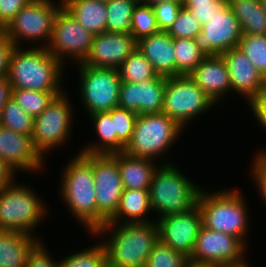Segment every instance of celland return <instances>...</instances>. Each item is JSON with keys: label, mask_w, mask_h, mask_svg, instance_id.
<instances>
[{"label": "cell", "mask_w": 266, "mask_h": 267, "mask_svg": "<svg viewBox=\"0 0 266 267\" xmlns=\"http://www.w3.org/2000/svg\"><path fill=\"white\" fill-rule=\"evenodd\" d=\"M63 168L59 193L60 199L88 234L94 233L107 223L97 210L93 154L76 153Z\"/></svg>", "instance_id": "cell-1"}, {"label": "cell", "mask_w": 266, "mask_h": 267, "mask_svg": "<svg viewBox=\"0 0 266 267\" xmlns=\"http://www.w3.org/2000/svg\"><path fill=\"white\" fill-rule=\"evenodd\" d=\"M92 237L106 239L100 242L105 247L108 265L144 267L159 240L158 223L156 220L148 223H106L92 233Z\"/></svg>", "instance_id": "cell-2"}, {"label": "cell", "mask_w": 266, "mask_h": 267, "mask_svg": "<svg viewBox=\"0 0 266 267\" xmlns=\"http://www.w3.org/2000/svg\"><path fill=\"white\" fill-rule=\"evenodd\" d=\"M64 65L45 47H14L7 78L12 89L64 92ZM63 89V90H62Z\"/></svg>", "instance_id": "cell-3"}, {"label": "cell", "mask_w": 266, "mask_h": 267, "mask_svg": "<svg viewBox=\"0 0 266 267\" xmlns=\"http://www.w3.org/2000/svg\"><path fill=\"white\" fill-rule=\"evenodd\" d=\"M205 189L201 188L197 198L202 225L210 230L238 237L247 246L250 220L246 207L247 198L243 197L240 188H224L210 193Z\"/></svg>", "instance_id": "cell-4"}, {"label": "cell", "mask_w": 266, "mask_h": 267, "mask_svg": "<svg viewBox=\"0 0 266 267\" xmlns=\"http://www.w3.org/2000/svg\"><path fill=\"white\" fill-rule=\"evenodd\" d=\"M158 163L161 165L154 170L149 187L152 212L159 216L156 219L190 210L197 204L202 187L189 180L169 159Z\"/></svg>", "instance_id": "cell-5"}, {"label": "cell", "mask_w": 266, "mask_h": 267, "mask_svg": "<svg viewBox=\"0 0 266 267\" xmlns=\"http://www.w3.org/2000/svg\"><path fill=\"white\" fill-rule=\"evenodd\" d=\"M18 183L15 180L0 191V230L35 236L49 208L33 186Z\"/></svg>", "instance_id": "cell-6"}, {"label": "cell", "mask_w": 266, "mask_h": 267, "mask_svg": "<svg viewBox=\"0 0 266 267\" xmlns=\"http://www.w3.org/2000/svg\"><path fill=\"white\" fill-rule=\"evenodd\" d=\"M184 128L163 112L138 115L133 134L124 152L157 161L182 135Z\"/></svg>", "instance_id": "cell-7"}, {"label": "cell", "mask_w": 266, "mask_h": 267, "mask_svg": "<svg viewBox=\"0 0 266 267\" xmlns=\"http://www.w3.org/2000/svg\"><path fill=\"white\" fill-rule=\"evenodd\" d=\"M62 7V0L57 2L54 0H32L21 8L7 26L5 29L6 37L15 47H21V44L26 41L30 44L27 47H31V45L37 47L36 44H38V47L46 48L52 35L55 18ZM38 41L41 42V46Z\"/></svg>", "instance_id": "cell-8"}, {"label": "cell", "mask_w": 266, "mask_h": 267, "mask_svg": "<svg viewBox=\"0 0 266 267\" xmlns=\"http://www.w3.org/2000/svg\"><path fill=\"white\" fill-rule=\"evenodd\" d=\"M214 106L218 105L188 75L166 77L162 112L184 129Z\"/></svg>", "instance_id": "cell-9"}, {"label": "cell", "mask_w": 266, "mask_h": 267, "mask_svg": "<svg viewBox=\"0 0 266 267\" xmlns=\"http://www.w3.org/2000/svg\"><path fill=\"white\" fill-rule=\"evenodd\" d=\"M78 65V67H76ZM80 101L88 115L118 107L121 78L116 68H95L77 63Z\"/></svg>", "instance_id": "cell-10"}, {"label": "cell", "mask_w": 266, "mask_h": 267, "mask_svg": "<svg viewBox=\"0 0 266 267\" xmlns=\"http://www.w3.org/2000/svg\"><path fill=\"white\" fill-rule=\"evenodd\" d=\"M66 95L63 92L56 96L48 107L34 118L32 139L43 157L57 147L61 149L70 139L74 108Z\"/></svg>", "instance_id": "cell-11"}, {"label": "cell", "mask_w": 266, "mask_h": 267, "mask_svg": "<svg viewBox=\"0 0 266 267\" xmlns=\"http://www.w3.org/2000/svg\"><path fill=\"white\" fill-rule=\"evenodd\" d=\"M246 246L238 237L201 226L190 258L192 267H219L246 258ZM246 253V254H245ZM245 255V256H244Z\"/></svg>", "instance_id": "cell-12"}, {"label": "cell", "mask_w": 266, "mask_h": 267, "mask_svg": "<svg viewBox=\"0 0 266 267\" xmlns=\"http://www.w3.org/2000/svg\"><path fill=\"white\" fill-rule=\"evenodd\" d=\"M93 37L91 32L62 7L55 18L52 35L46 48L64 66L67 64L66 59L70 61V58L73 64L82 63L90 51Z\"/></svg>", "instance_id": "cell-13"}, {"label": "cell", "mask_w": 266, "mask_h": 267, "mask_svg": "<svg viewBox=\"0 0 266 267\" xmlns=\"http://www.w3.org/2000/svg\"><path fill=\"white\" fill-rule=\"evenodd\" d=\"M242 35L239 21L227 3L202 25L194 41L205 56H216L236 48Z\"/></svg>", "instance_id": "cell-14"}, {"label": "cell", "mask_w": 266, "mask_h": 267, "mask_svg": "<svg viewBox=\"0 0 266 267\" xmlns=\"http://www.w3.org/2000/svg\"><path fill=\"white\" fill-rule=\"evenodd\" d=\"M93 171L97 210L109 220L117 211L124 190L118 152L93 154Z\"/></svg>", "instance_id": "cell-15"}, {"label": "cell", "mask_w": 266, "mask_h": 267, "mask_svg": "<svg viewBox=\"0 0 266 267\" xmlns=\"http://www.w3.org/2000/svg\"><path fill=\"white\" fill-rule=\"evenodd\" d=\"M156 221L159 240L175 251L191 258L202 226V215L198 204L186 212L169 214L156 219Z\"/></svg>", "instance_id": "cell-16"}, {"label": "cell", "mask_w": 266, "mask_h": 267, "mask_svg": "<svg viewBox=\"0 0 266 267\" xmlns=\"http://www.w3.org/2000/svg\"><path fill=\"white\" fill-rule=\"evenodd\" d=\"M221 55L227 65L233 94L243 97L248 105L266 94V78L238 47Z\"/></svg>", "instance_id": "cell-17"}, {"label": "cell", "mask_w": 266, "mask_h": 267, "mask_svg": "<svg viewBox=\"0 0 266 267\" xmlns=\"http://www.w3.org/2000/svg\"><path fill=\"white\" fill-rule=\"evenodd\" d=\"M0 158L16 173H39L46 158L36 149L32 135L14 132L0 125ZM45 159V160H44Z\"/></svg>", "instance_id": "cell-18"}, {"label": "cell", "mask_w": 266, "mask_h": 267, "mask_svg": "<svg viewBox=\"0 0 266 267\" xmlns=\"http://www.w3.org/2000/svg\"><path fill=\"white\" fill-rule=\"evenodd\" d=\"M166 77L157 76L139 83L122 81L118 107L141 114L163 111Z\"/></svg>", "instance_id": "cell-19"}, {"label": "cell", "mask_w": 266, "mask_h": 267, "mask_svg": "<svg viewBox=\"0 0 266 267\" xmlns=\"http://www.w3.org/2000/svg\"><path fill=\"white\" fill-rule=\"evenodd\" d=\"M137 48L130 33L102 32L94 35L92 46L82 64L95 68H118Z\"/></svg>", "instance_id": "cell-20"}, {"label": "cell", "mask_w": 266, "mask_h": 267, "mask_svg": "<svg viewBox=\"0 0 266 267\" xmlns=\"http://www.w3.org/2000/svg\"><path fill=\"white\" fill-rule=\"evenodd\" d=\"M188 76L215 104L222 103L223 97L232 92L227 65L221 54L206 56Z\"/></svg>", "instance_id": "cell-21"}, {"label": "cell", "mask_w": 266, "mask_h": 267, "mask_svg": "<svg viewBox=\"0 0 266 267\" xmlns=\"http://www.w3.org/2000/svg\"><path fill=\"white\" fill-rule=\"evenodd\" d=\"M137 48L152 64L159 76H176L173 38L167 31H159L137 41Z\"/></svg>", "instance_id": "cell-22"}, {"label": "cell", "mask_w": 266, "mask_h": 267, "mask_svg": "<svg viewBox=\"0 0 266 267\" xmlns=\"http://www.w3.org/2000/svg\"><path fill=\"white\" fill-rule=\"evenodd\" d=\"M41 239L20 231L0 230V267H26Z\"/></svg>", "instance_id": "cell-23"}, {"label": "cell", "mask_w": 266, "mask_h": 267, "mask_svg": "<svg viewBox=\"0 0 266 267\" xmlns=\"http://www.w3.org/2000/svg\"><path fill=\"white\" fill-rule=\"evenodd\" d=\"M152 207L149 189H124L115 214L107 223H148L155 221L151 216Z\"/></svg>", "instance_id": "cell-24"}, {"label": "cell", "mask_w": 266, "mask_h": 267, "mask_svg": "<svg viewBox=\"0 0 266 267\" xmlns=\"http://www.w3.org/2000/svg\"><path fill=\"white\" fill-rule=\"evenodd\" d=\"M157 166V162L150 158L118 152V167L124 189H149Z\"/></svg>", "instance_id": "cell-25"}, {"label": "cell", "mask_w": 266, "mask_h": 267, "mask_svg": "<svg viewBox=\"0 0 266 267\" xmlns=\"http://www.w3.org/2000/svg\"><path fill=\"white\" fill-rule=\"evenodd\" d=\"M63 7L93 35L106 32V0H62Z\"/></svg>", "instance_id": "cell-26"}, {"label": "cell", "mask_w": 266, "mask_h": 267, "mask_svg": "<svg viewBox=\"0 0 266 267\" xmlns=\"http://www.w3.org/2000/svg\"><path fill=\"white\" fill-rule=\"evenodd\" d=\"M97 139L95 142L80 148V153L84 154H113L117 152V134L114 131L111 110L89 115ZM97 142V143H96ZM96 143V144H95Z\"/></svg>", "instance_id": "cell-27"}, {"label": "cell", "mask_w": 266, "mask_h": 267, "mask_svg": "<svg viewBox=\"0 0 266 267\" xmlns=\"http://www.w3.org/2000/svg\"><path fill=\"white\" fill-rule=\"evenodd\" d=\"M243 35H266V13L260 0H228Z\"/></svg>", "instance_id": "cell-28"}, {"label": "cell", "mask_w": 266, "mask_h": 267, "mask_svg": "<svg viewBox=\"0 0 266 267\" xmlns=\"http://www.w3.org/2000/svg\"><path fill=\"white\" fill-rule=\"evenodd\" d=\"M140 0H106V32L130 33L134 8Z\"/></svg>", "instance_id": "cell-29"}, {"label": "cell", "mask_w": 266, "mask_h": 267, "mask_svg": "<svg viewBox=\"0 0 266 267\" xmlns=\"http://www.w3.org/2000/svg\"><path fill=\"white\" fill-rule=\"evenodd\" d=\"M121 81L139 83L158 76L152 64L136 48L117 68Z\"/></svg>", "instance_id": "cell-30"}, {"label": "cell", "mask_w": 266, "mask_h": 267, "mask_svg": "<svg viewBox=\"0 0 266 267\" xmlns=\"http://www.w3.org/2000/svg\"><path fill=\"white\" fill-rule=\"evenodd\" d=\"M176 62V76L189 75L206 57L194 39H173Z\"/></svg>", "instance_id": "cell-31"}, {"label": "cell", "mask_w": 266, "mask_h": 267, "mask_svg": "<svg viewBox=\"0 0 266 267\" xmlns=\"http://www.w3.org/2000/svg\"><path fill=\"white\" fill-rule=\"evenodd\" d=\"M0 125L14 132L32 135L34 117L29 115L11 96L1 111Z\"/></svg>", "instance_id": "cell-32"}, {"label": "cell", "mask_w": 266, "mask_h": 267, "mask_svg": "<svg viewBox=\"0 0 266 267\" xmlns=\"http://www.w3.org/2000/svg\"><path fill=\"white\" fill-rule=\"evenodd\" d=\"M63 92H41L27 89H12L14 100L34 118L39 116Z\"/></svg>", "instance_id": "cell-33"}, {"label": "cell", "mask_w": 266, "mask_h": 267, "mask_svg": "<svg viewBox=\"0 0 266 267\" xmlns=\"http://www.w3.org/2000/svg\"><path fill=\"white\" fill-rule=\"evenodd\" d=\"M107 264L103 243L88 246L59 260V267H103Z\"/></svg>", "instance_id": "cell-34"}, {"label": "cell", "mask_w": 266, "mask_h": 267, "mask_svg": "<svg viewBox=\"0 0 266 267\" xmlns=\"http://www.w3.org/2000/svg\"><path fill=\"white\" fill-rule=\"evenodd\" d=\"M159 31L152 6L139 1L132 13L130 34L138 41Z\"/></svg>", "instance_id": "cell-35"}, {"label": "cell", "mask_w": 266, "mask_h": 267, "mask_svg": "<svg viewBox=\"0 0 266 267\" xmlns=\"http://www.w3.org/2000/svg\"><path fill=\"white\" fill-rule=\"evenodd\" d=\"M144 267H192L190 258L160 240L154 245Z\"/></svg>", "instance_id": "cell-36"}, {"label": "cell", "mask_w": 266, "mask_h": 267, "mask_svg": "<svg viewBox=\"0 0 266 267\" xmlns=\"http://www.w3.org/2000/svg\"><path fill=\"white\" fill-rule=\"evenodd\" d=\"M237 47L266 78V35H242Z\"/></svg>", "instance_id": "cell-37"}, {"label": "cell", "mask_w": 266, "mask_h": 267, "mask_svg": "<svg viewBox=\"0 0 266 267\" xmlns=\"http://www.w3.org/2000/svg\"><path fill=\"white\" fill-rule=\"evenodd\" d=\"M114 131L117 134V152L124 151L133 134L138 114L120 107L111 110Z\"/></svg>", "instance_id": "cell-38"}, {"label": "cell", "mask_w": 266, "mask_h": 267, "mask_svg": "<svg viewBox=\"0 0 266 267\" xmlns=\"http://www.w3.org/2000/svg\"><path fill=\"white\" fill-rule=\"evenodd\" d=\"M201 29V23L194 18L193 14L187 8L183 6L167 33L173 39H194L195 36L201 32Z\"/></svg>", "instance_id": "cell-39"}, {"label": "cell", "mask_w": 266, "mask_h": 267, "mask_svg": "<svg viewBox=\"0 0 266 267\" xmlns=\"http://www.w3.org/2000/svg\"><path fill=\"white\" fill-rule=\"evenodd\" d=\"M182 7V3L173 2H161L152 6L160 31H168L170 29Z\"/></svg>", "instance_id": "cell-40"}, {"label": "cell", "mask_w": 266, "mask_h": 267, "mask_svg": "<svg viewBox=\"0 0 266 267\" xmlns=\"http://www.w3.org/2000/svg\"><path fill=\"white\" fill-rule=\"evenodd\" d=\"M256 155H253L250 166L251 179L256 183L255 188L260 193L261 199L266 203V150H258ZM255 156V157H254ZM258 187V188H257Z\"/></svg>", "instance_id": "cell-41"}, {"label": "cell", "mask_w": 266, "mask_h": 267, "mask_svg": "<svg viewBox=\"0 0 266 267\" xmlns=\"http://www.w3.org/2000/svg\"><path fill=\"white\" fill-rule=\"evenodd\" d=\"M228 0H216L213 3H203V4H196V5H183L187 8L197 19L201 25L208 23V20L216 14V11L222 9Z\"/></svg>", "instance_id": "cell-42"}, {"label": "cell", "mask_w": 266, "mask_h": 267, "mask_svg": "<svg viewBox=\"0 0 266 267\" xmlns=\"http://www.w3.org/2000/svg\"><path fill=\"white\" fill-rule=\"evenodd\" d=\"M46 249L45 242L41 241L30 253L26 267H59V261L54 260Z\"/></svg>", "instance_id": "cell-43"}, {"label": "cell", "mask_w": 266, "mask_h": 267, "mask_svg": "<svg viewBox=\"0 0 266 267\" xmlns=\"http://www.w3.org/2000/svg\"><path fill=\"white\" fill-rule=\"evenodd\" d=\"M32 0H0V26L5 30L22 7Z\"/></svg>", "instance_id": "cell-44"}, {"label": "cell", "mask_w": 266, "mask_h": 267, "mask_svg": "<svg viewBox=\"0 0 266 267\" xmlns=\"http://www.w3.org/2000/svg\"><path fill=\"white\" fill-rule=\"evenodd\" d=\"M14 47L5 34L0 38V78L8 74L9 60Z\"/></svg>", "instance_id": "cell-45"}, {"label": "cell", "mask_w": 266, "mask_h": 267, "mask_svg": "<svg viewBox=\"0 0 266 267\" xmlns=\"http://www.w3.org/2000/svg\"><path fill=\"white\" fill-rule=\"evenodd\" d=\"M251 114L254 115L255 119L258 121L261 127L266 130V94L262 95L260 98L253 100L249 104Z\"/></svg>", "instance_id": "cell-46"}, {"label": "cell", "mask_w": 266, "mask_h": 267, "mask_svg": "<svg viewBox=\"0 0 266 267\" xmlns=\"http://www.w3.org/2000/svg\"><path fill=\"white\" fill-rule=\"evenodd\" d=\"M16 174L17 173L0 158V191L16 180Z\"/></svg>", "instance_id": "cell-47"}, {"label": "cell", "mask_w": 266, "mask_h": 267, "mask_svg": "<svg viewBox=\"0 0 266 267\" xmlns=\"http://www.w3.org/2000/svg\"><path fill=\"white\" fill-rule=\"evenodd\" d=\"M12 96V87L8 81L7 76L0 78V114L5 103Z\"/></svg>", "instance_id": "cell-48"}, {"label": "cell", "mask_w": 266, "mask_h": 267, "mask_svg": "<svg viewBox=\"0 0 266 267\" xmlns=\"http://www.w3.org/2000/svg\"><path fill=\"white\" fill-rule=\"evenodd\" d=\"M142 3L144 4H148L150 6H153L157 3H161V2H173V3H182L183 0H140Z\"/></svg>", "instance_id": "cell-49"}, {"label": "cell", "mask_w": 266, "mask_h": 267, "mask_svg": "<svg viewBox=\"0 0 266 267\" xmlns=\"http://www.w3.org/2000/svg\"><path fill=\"white\" fill-rule=\"evenodd\" d=\"M216 0H183V5H196V4H203V3H213Z\"/></svg>", "instance_id": "cell-50"}, {"label": "cell", "mask_w": 266, "mask_h": 267, "mask_svg": "<svg viewBox=\"0 0 266 267\" xmlns=\"http://www.w3.org/2000/svg\"><path fill=\"white\" fill-rule=\"evenodd\" d=\"M219 267H251L250 264L247 262V259L245 258L243 261L239 263H230V264H224Z\"/></svg>", "instance_id": "cell-51"}, {"label": "cell", "mask_w": 266, "mask_h": 267, "mask_svg": "<svg viewBox=\"0 0 266 267\" xmlns=\"http://www.w3.org/2000/svg\"><path fill=\"white\" fill-rule=\"evenodd\" d=\"M262 8L264 9V12L266 13V0H260Z\"/></svg>", "instance_id": "cell-52"}, {"label": "cell", "mask_w": 266, "mask_h": 267, "mask_svg": "<svg viewBox=\"0 0 266 267\" xmlns=\"http://www.w3.org/2000/svg\"><path fill=\"white\" fill-rule=\"evenodd\" d=\"M5 34V30L0 26V38Z\"/></svg>", "instance_id": "cell-53"}, {"label": "cell", "mask_w": 266, "mask_h": 267, "mask_svg": "<svg viewBox=\"0 0 266 267\" xmlns=\"http://www.w3.org/2000/svg\"><path fill=\"white\" fill-rule=\"evenodd\" d=\"M103 267H112V266H110V265L106 264V265H104Z\"/></svg>", "instance_id": "cell-54"}]
</instances>
